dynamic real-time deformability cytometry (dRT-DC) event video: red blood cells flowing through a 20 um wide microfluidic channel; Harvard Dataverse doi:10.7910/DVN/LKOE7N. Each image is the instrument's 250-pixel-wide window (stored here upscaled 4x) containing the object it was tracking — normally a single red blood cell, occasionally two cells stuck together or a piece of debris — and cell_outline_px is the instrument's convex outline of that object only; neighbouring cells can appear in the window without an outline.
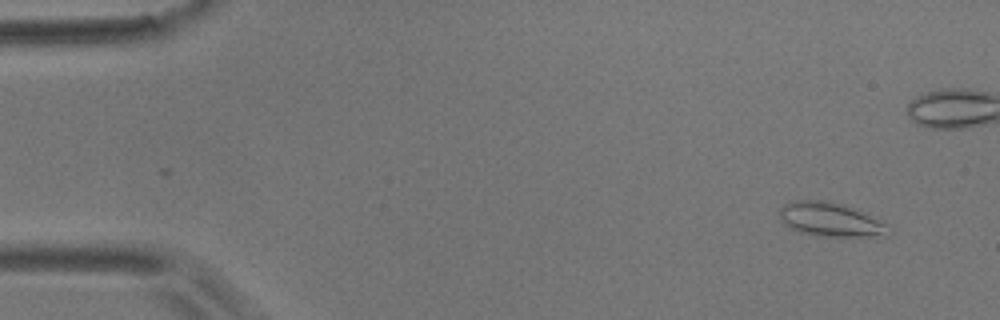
{"species": "common noctule bat (a hibernating species)", "species_latin": "Nyctalus noctula", "temperature_condition": "room temperature", "stored_images_in_passage": 5, "camera_frame_rate_fps": 3000, "um_per_image_px": 0.085, "animal": {"sex": "male", "body_mass_g": 17.9}, "frame": {"image": 1, "passage_image": 1, "time_ms": 0.0, "image_size_px": [1000, 320], "cell_outline_px": [[892, 232], [888, 236], [816, 236], [792, 228], [784, 224], [780, 216], [780, 208], [784, 204], [792, 200], [824, 200], [840, 204], [860, 212], [884, 224]], "centroid_in_image_um": [70.54, 18.67], "position_along_channel_um": 14.5, "area_um2": 20.92}}